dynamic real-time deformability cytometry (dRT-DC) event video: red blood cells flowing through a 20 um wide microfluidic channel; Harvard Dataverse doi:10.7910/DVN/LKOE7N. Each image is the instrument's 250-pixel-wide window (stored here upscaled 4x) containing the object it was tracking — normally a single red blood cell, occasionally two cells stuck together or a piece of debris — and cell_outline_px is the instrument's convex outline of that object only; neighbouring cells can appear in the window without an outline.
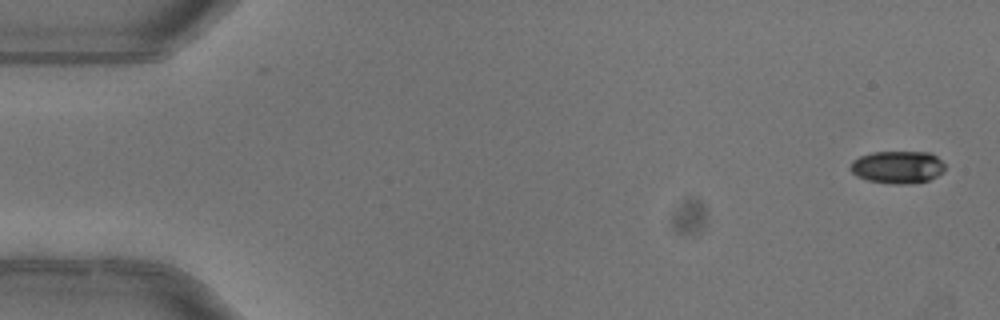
{"species": "common noctule bat (a hibernating species)", "species_latin": "Nyctalus noctula", "temperature_condition": "warm", "stored_images_in_passage": 6, "segment_of_instrument_passage": [1, 2], "camera_frame_rate_fps": 3000, "um_per_image_px": 0.085, "animal": {"sex": "female"}, "frame": {"image": 1, "passage_image": 1, "time_ms": 0.0, "image_size_px": [1000, 320], "cell_outline_px": [[944, 172], [928, 180], [908, 184], [896, 184], [868, 180], [856, 176], [848, 168], [852, 160], [860, 156], [872, 152], [932, 152], [944, 164]], "centroid_in_image_um": [76.27, 14.2], "position_along_channel_um": 8.7, "area_um2": 17.98}}
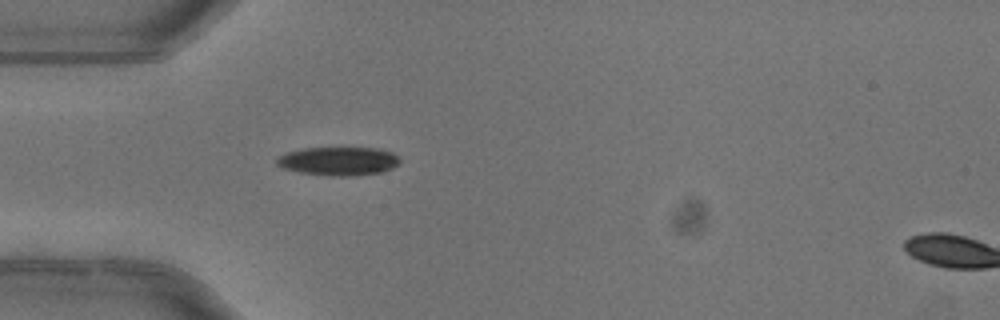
{"frame": {"image": 2, "passage_image": 5, "time_ms": 1.333, "image_size_px": [1000, 320], "cell_outline_px": [[400, 164], [392, 168], [380, 172], [348, 176], [332, 176], [300, 172], [284, 168], [276, 164], [276, 160], [280, 156], [288, 152], [304, 148], [376, 148], [392, 152], [400, 160]], "centroid_in_image_um": [28.79, 13.69], "position_along_channel_um": 56.2, "area_um2": 20.23}}